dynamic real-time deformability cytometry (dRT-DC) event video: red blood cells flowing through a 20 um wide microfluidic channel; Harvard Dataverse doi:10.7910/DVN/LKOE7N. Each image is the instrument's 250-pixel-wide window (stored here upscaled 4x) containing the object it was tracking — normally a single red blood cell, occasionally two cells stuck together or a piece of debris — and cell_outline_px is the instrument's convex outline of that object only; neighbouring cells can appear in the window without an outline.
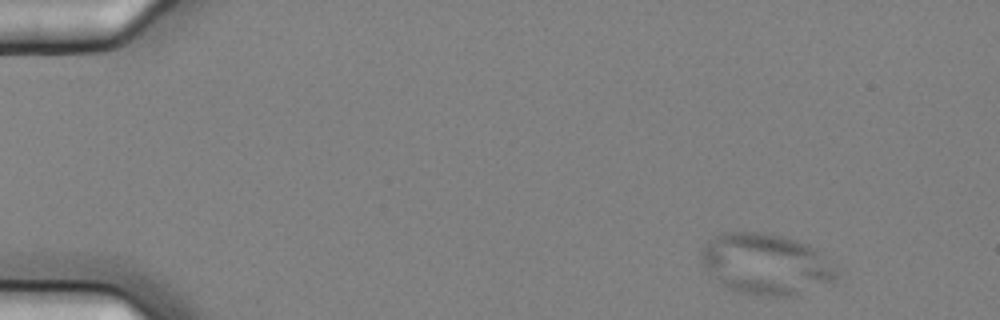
{"species": "common noctule bat (a hibernating species)", "species_latin": "Nyctalus noctula", "temperature_condition": "cold", "stored_images_in_passage": 5, "camera_frame_rate_fps": 3000, "um_per_image_px": 0.085, "animal": {"sex": "female", "body_mass_g": 25.1}, "frame": {"image": 1, "passage_image": 1, "time_ms": 0.0, "image_size_px": [1000, 320], "cell_outline_px": [[844, 268], [840, 276], [832, 284], [792, 296], [764, 296], [736, 292], [728, 288], [708, 272], [700, 260], [700, 248], [708, 240], [724, 232], [764, 232], [796, 240], [808, 244], [816, 248]], "centroid_in_image_um": [65.23, 22.46], "position_along_channel_um": 19.8, "area_um2": 49.42}}